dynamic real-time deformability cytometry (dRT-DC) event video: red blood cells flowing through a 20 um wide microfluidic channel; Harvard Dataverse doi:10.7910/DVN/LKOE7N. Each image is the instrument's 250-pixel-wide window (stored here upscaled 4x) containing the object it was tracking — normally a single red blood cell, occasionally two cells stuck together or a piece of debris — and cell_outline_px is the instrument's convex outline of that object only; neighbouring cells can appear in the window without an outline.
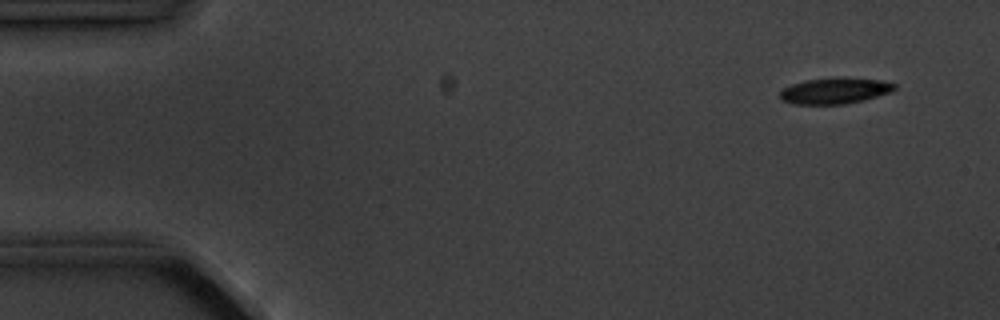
{"species": "common noctule bat (a hibernating species)", "species_latin": "Nyctalus noctula", "temperature_condition": "cold", "stored_images_in_passage": 4, "camera_frame_rate_fps": 3000, "um_per_image_px": 0.085, "animal": {"sex": "male", "body_mass_g": 20.1, "forearm_length_mm": 53.5}, "frame": {"image": 1, "passage_image": 1, "time_ms": 0.0, "image_size_px": [1000, 320], "cell_outline_px": [[896, 88], [892, 92], [864, 100], [844, 104], [792, 104], [780, 100], [780, 92], [784, 88], [792, 84], [804, 80], [832, 76], [844, 76], [880, 80], [896, 84]], "centroid_in_image_um": [70.97, 7.69], "position_along_channel_um": 14.0, "area_um2": 17.86}}
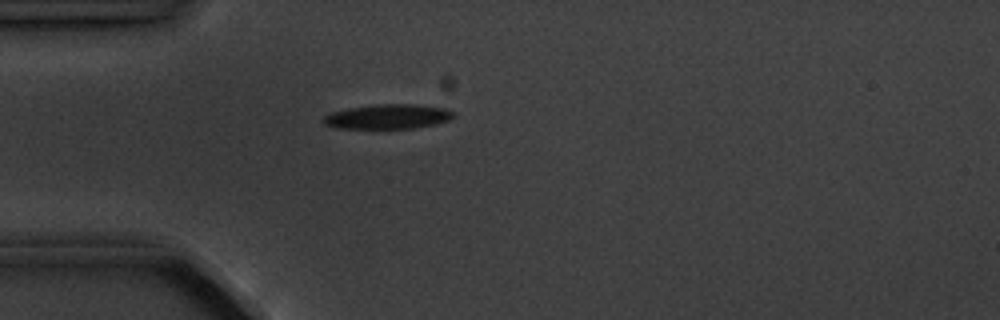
{"frame": {"image": 2, "passage_image": 4, "time_ms": 3.667, "image_size_px": [1000, 320], "cell_outline_px": [[452, 116], [448, 120], [436, 124], [412, 128], [336, 128], [324, 124], [320, 120], [324, 116], [332, 112], [348, 108], [376, 104], [412, 104], [444, 108], [452, 112]], "centroid_in_image_um": [32.9, 9.91], "position_along_channel_um": 52.1, "area_um2": 18.5}}